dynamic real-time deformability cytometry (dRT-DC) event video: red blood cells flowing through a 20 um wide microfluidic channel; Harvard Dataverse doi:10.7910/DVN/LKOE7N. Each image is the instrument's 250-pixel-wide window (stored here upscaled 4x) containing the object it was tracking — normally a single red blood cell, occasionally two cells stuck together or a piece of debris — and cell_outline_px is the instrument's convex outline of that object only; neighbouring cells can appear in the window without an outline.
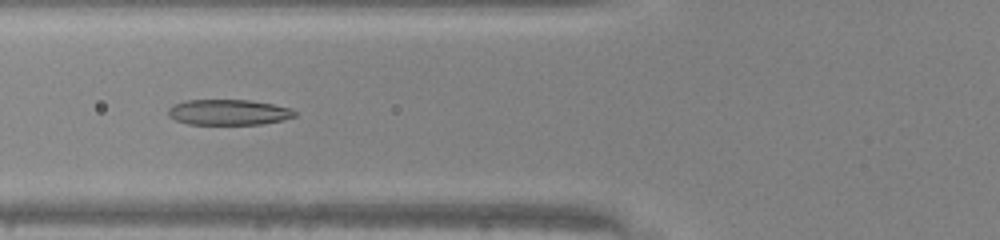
{"species": "common noctule bat (a hibernating species)", "species_latin": "Nyctalus noctula", "temperature_condition": "warm", "stored_images_in_passage": 48, "camera_frame_rate_fps": 3000, "um_per_image_px": 0.085, "animal": {"sex": "male", "body_mass_g": 20.0, "forearm_length_mm": 53.3}, "frame": {"image": 1, "passage_image": 19, "time_ms": 6.0, "image_size_px": [1000, 240], "cell_outline_px": [[296, 116], [280, 120], [260, 124], [188, 124], [176, 120], [168, 116], [168, 108], [172, 104], [188, 100], [248, 100], [272, 104], [292, 108], [296, 112]], "centroid_in_image_um": [19.4, 9.53], "position_along_channel_um": 106.4, "area_um2": 18.79}}
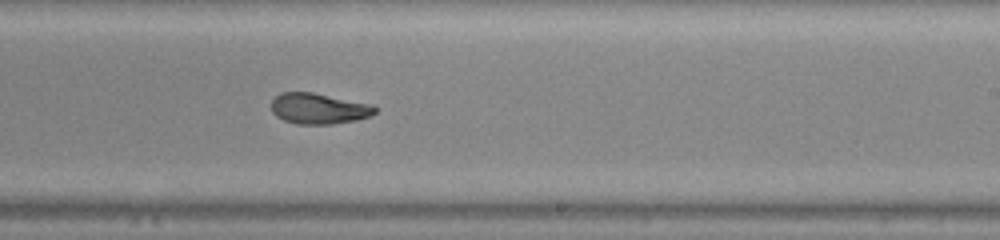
{"frame": {"image": 2, "passage_image": 30, "time_ms": 9.667, "image_size_px": [1000, 240], "cell_outline_px": [[376, 112], [368, 116], [356, 120], [332, 124], [296, 124], [284, 120], [276, 116], [272, 112], [272, 100], [280, 92], [312, 92], [372, 104], [376, 108]], "centroid_in_image_um": [27.07, 9.22], "position_along_channel_um": 261.9, "area_um2": 18.55}}
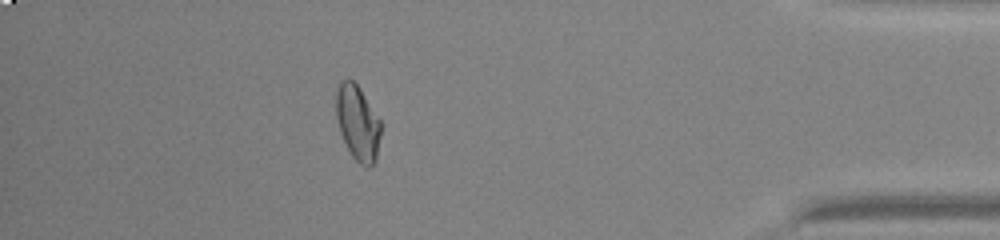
{"frame": {"image": 3, "passage_image": 43, "time_ms": 14.0, "image_size_px": [1000, 240], "cell_outline_px": [[384, 124], [376, 160], [368, 168], [360, 164], [352, 156], [340, 132], [336, 116], [336, 88], [340, 80], [352, 80], [360, 88]], "centroid_in_image_um": [30.44, 10.44], "position_along_channel_um": 404.8, "area_um2": 20.0}, "authors_computed_cell_mechanics": {"area_um2": 19.7098, "velocity_mm_per_s": 4.2533, "shape_relaxation_time_tau1_ms": 10.1602, "shape_relaxation_time_tau2_ms": 0.6473, "deformation_change_tau1": 0.3274, "deformation_change_tau2": 0.0602}}